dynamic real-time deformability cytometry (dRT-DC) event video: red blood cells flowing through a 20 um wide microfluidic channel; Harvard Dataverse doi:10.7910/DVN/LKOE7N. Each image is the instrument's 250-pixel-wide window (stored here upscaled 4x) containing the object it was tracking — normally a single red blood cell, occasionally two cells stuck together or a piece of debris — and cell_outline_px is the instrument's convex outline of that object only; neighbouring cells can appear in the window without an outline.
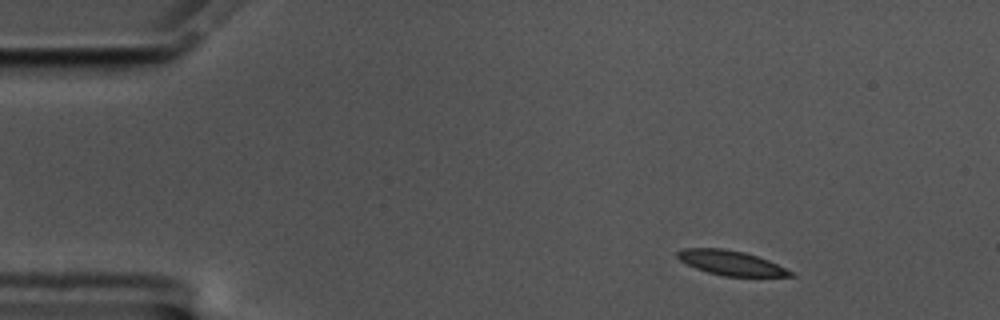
{"species": "common noctule bat (a hibernating species)", "species_latin": "Nyctalus noctula", "temperature_condition": "cold", "stored_images_in_passage": 16, "camera_frame_rate_fps": 3000, "um_per_image_px": 0.085, "animal": {"sex": "male", "body_mass_g": 17.5, "forearm_length_mm": 52.3}, "frame": {"image": 1, "passage_image": 6, "time_ms": 1.667, "image_size_px": [1000, 320], "cell_outline_px": [[796, 276], [724, 276], [708, 272], [696, 268], [680, 260], [676, 256], [676, 252], [684, 248], [720, 248], [744, 252], [768, 260], [792, 272]], "centroid_in_image_um": [62.09, 22.34], "position_along_channel_um": 22.9, "area_um2": 15.9}}
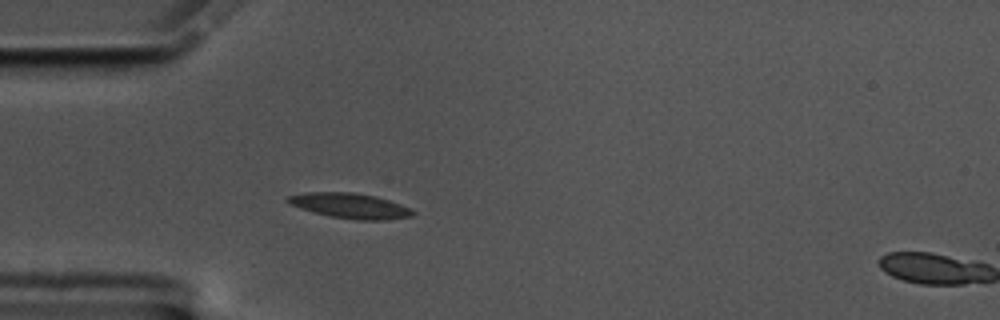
{"frame": {"image": 2, "passage_image": 15, "time_ms": 4.667, "image_size_px": [1000, 320], "cell_outline_px": [[416, 212], [412, 216], [384, 220], [356, 220], [332, 216], [316, 212], [292, 204], [284, 200], [288, 196], [304, 192], [352, 192], [376, 196], [400, 204]], "centroid_in_image_um": [29.78, 17.48], "position_along_channel_um": 55.2, "area_um2": 17.98}}